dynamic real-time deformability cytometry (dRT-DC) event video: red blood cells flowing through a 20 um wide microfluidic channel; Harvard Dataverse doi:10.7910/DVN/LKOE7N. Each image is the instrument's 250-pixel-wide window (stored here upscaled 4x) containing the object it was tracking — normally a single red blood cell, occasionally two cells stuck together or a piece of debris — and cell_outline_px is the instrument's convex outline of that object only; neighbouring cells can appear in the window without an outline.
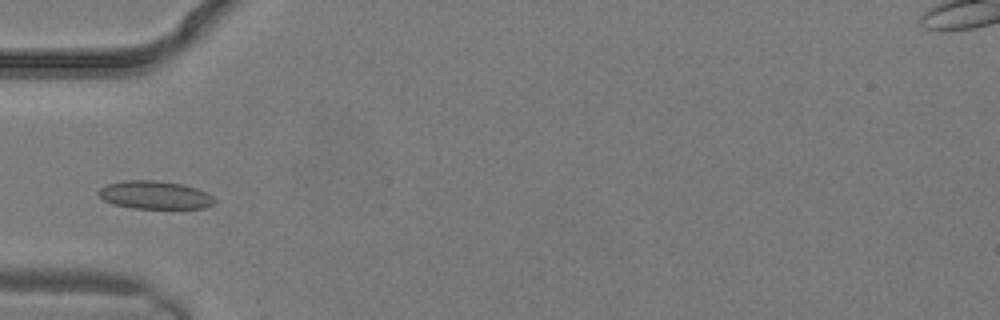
{"species": "common noctule bat (a hibernating species)", "species_latin": "Nyctalus noctula", "temperature_condition": "warm", "stored_images_in_passage": 7, "camera_frame_rate_fps": 3000, "um_per_image_px": 0.085, "animal": {"sex": "male", "body_mass_g": 19.2, "forearm_length_mm": 51.8}, "frame": {"image": 1, "passage_image": 6, "time_ms": 1.667, "image_size_px": [1000, 320], "cell_outline_px": [[216, 200], [212, 204], [204, 208], [132, 208], [112, 204], [104, 200], [96, 192], [100, 188], [108, 184], [124, 180], [156, 180], [184, 184], [196, 188], [212, 196]], "centroid_in_image_um": [13.13, 16.57], "position_along_channel_um": 71.9, "area_um2": 18.96}}